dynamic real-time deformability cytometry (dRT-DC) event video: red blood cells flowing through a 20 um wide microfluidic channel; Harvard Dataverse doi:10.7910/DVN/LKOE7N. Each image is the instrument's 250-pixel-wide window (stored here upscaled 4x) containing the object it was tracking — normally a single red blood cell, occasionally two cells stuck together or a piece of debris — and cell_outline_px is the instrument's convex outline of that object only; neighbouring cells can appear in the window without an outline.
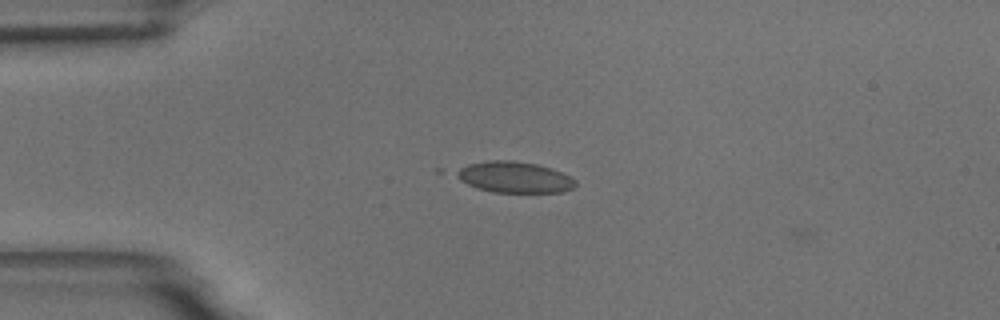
{"species": "common noctule bat (a hibernating species)", "species_latin": "Nyctalus noctula", "temperature_condition": "room temperature", "stored_images_in_passage": 11, "camera_frame_rate_fps": 3000, "um_per_image_px": 0.085, "animal": {"sex": "male", "body_mass_g": 18.8}, "frame": {"image": 1, "passage_image": 10, "time_ms": 3.0, "image_size_px": [1000, 320], "cell_outline_px": [[576, 184], [572, 188], [564, 192], [492, 192], [476, 188], [460, 180], [448, 172], [468, 164], [488, 160], [512, 160], [536, 164], [552, 168], [576, 180]], "centroid_in_image_um": [43.63, 15.05], "position_along_channel_um": 41.4, "area_um2": 21.85}}